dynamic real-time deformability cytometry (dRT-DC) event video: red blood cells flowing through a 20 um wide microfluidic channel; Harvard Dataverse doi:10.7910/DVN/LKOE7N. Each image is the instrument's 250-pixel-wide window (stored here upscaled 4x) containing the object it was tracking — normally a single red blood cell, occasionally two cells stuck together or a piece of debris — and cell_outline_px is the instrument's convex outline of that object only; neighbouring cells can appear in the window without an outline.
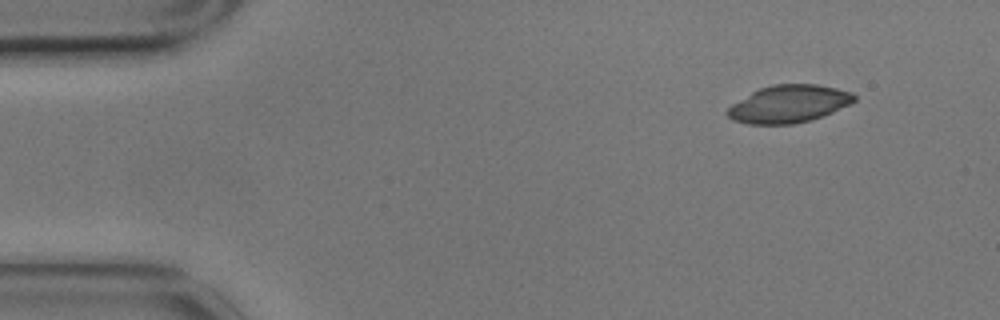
{"species": "common noctule bat (a hibernating species)", "species_latin": "Nyctalus noctula", "temperature_condition": "cold", "stored_images_in_passage": 4, "camera_frame_rate_fps": 3000, "um_per_image_px": 0.085, "animal": {"sex": "male", "body_mass_g": 17.9}, "frame": {"image": 1, "passage_image": 1, "time_ms": 0.0, "image_size_px": [1000, 320], "cell_outline_px": [[856, 100], [824, 116], [812, 120], [792, 124], [748, 124], [732, 120], [728, 116], [728, 108], [732, 104], [752, 92], [760, 88], [772, 84], [816, 84], [836, 88], [852, 92], [856, 96]], "centroid_in_image_um": [67.05, 8.83], "position_along_channel_um": 17.9, "area_um2": 27.63}}